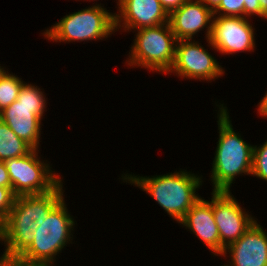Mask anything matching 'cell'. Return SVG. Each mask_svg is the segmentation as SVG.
Masks as SVG:
<instances>
[{
  "label": "cell",
  "mask_w": 267,
  "mask_h": 266,
  "mask_svg": "<svg viewBox=\"0 0 267 266\" xmlns=\"http://www.w3.org/2000/svg\"><path fill=\"white\" fill-rule=\"evenodd\" d=\"M9 72L7 68L0 77V112L17 100L19 91L25 83L17 74Z\"/></svg>",
  "instance_id": "ac0fdd59"
},
{
  "label": "cell",
  "mask_w": 267,
  "mask_h": 266,
  "mask_svg": "<svg viewBox=\"0 0 267 266\" xmlns=\"http://www.w3.org/2000/svg\"><path fill=\"white\" fill-rule=\"evenodd\" d=\"M163 9L168 15L174 10L180 8L187 0H159Z\"/></svg>",
  "instance_id": "cb8c5ba5"
},
{
  "label": "cell",
  "mask_w": 267,
  "mask_h": 266,
  "mask_svg": "<svg viewBox=\"0 0 267 266\" xmlns=\"http://www.w3.org/2000/svg\"><path fill=\"white\" fill-rule=\"evenodd\" d=\"M132 32L135 33L134 42L124 64L130 66L128 68L140 67L166 75L173 65L177 42L169 23Z\"/></svg>",
  "instance_id": "5b68a950"
},
{
  "label": "cell",
  "mask_w": 267,
  "mask_h": 266,
  "mask_svg": "<svg viewBox=\"0 0 267 266\" xmlns=\"http://www.w3.org/2000/svg\"><path fill=\"white\" fill-rule=\"evenodd\" d=\"M213 11L200 0H187L180 8L171 12L168 23L178 40H190L205 29V39L212 33ZM207 28V29H206Z\"/></svg>",
  "instance_id": "4fadbf2b"
},
{
  "label": "cell",
  "mask_w": 267,
  "mask_h": 266,
  "mask_svg": "<svg viewBox=\"0 0 267 266\" xmlns=\"http://www.w3.org/2000/svg\"><path fill=\"white\" fill-rule=\"evenodd\" d=\"M257 113L260 117L267 119V91L265 92L263 98L257 104Z\"/></svg>",
  "instance_id": "484cf974"
},
{
  "label": "cell",
  "mask_w": 267,
  "mask_h": 266,
  "mask_svg": "<svg viewBox=\"0 0 267 266\" xmlns=\"http://www.w3.org/2000/svg\"><path fill=\"white\" fill-rule=\"evenodd\" d=\"M258 219L236 241L225 248L223 266H267V232ZM229 254V255H228Z\"/></svg>",
  "instance_id": "7c38bea8"
},
{
  "label": "cell",
  "mask_w": 267,
  "mask_h": 266,
  "mask_svg": "<svg viewBox=\"0 0 267 266\" xmlns=\"http://www.w3.org/2000/svg\"><path fill=\"white\" fill-rule=\"evenodd\" d=\"M39 152V149H32L22 157L5 161L16 196L46 194L63 181L62 175L55 173L51 162L41 159Z\"/></svg>",
  "instance_id": "52a82bcc"
},
{
  "label": "cell",
  "mask_w": 267,
  "mask_h": 266,
  "mask_svg": "<svg viewBox=\"0 0 267 266\" xmlns=\"http://www.w3.org/2000/svg\"><path fill=\"white\" fill-rule=\"evenodd\" d=\"M213 16L244 17V0H221L213 10Z\"/></svg>",
  "instance_id": "ffe728a7"
},
{
  "label": "cell",
  "mask_w": 267,
  "mask_h": 266,
  "mask_svg": "<svg viewBox=\"0 0 267 266\" xmlns=\"http://www.w3.org/2000/svg\"><path fill=\"white\" fill-rule=\"evenodd\" d=\"M251 176L267 182V139L262 145L253 146Z\"/></svg>",
  "instance_id": "d6986e66"
},
{
  "label": "cell",
  "mask_w": 267,
  "mask_h": 266,
  "mask_svg": "<svg viewBox=\"0 0 267 266\" xmlns=\"http://www.w3.org/2000/svg\"><path fill=\"white\" fill-rule=\"evenodd\" d=\"M261 6V20H267V0H259Z\"/></svg>",
  "instance_id": "83f0119b"
},
{
  "label": "cell",
  "mask_w": 267,
  "mask_h": 266,
  "mask_svg": "<svg viewBox=\"0 0 267 266\" xmlns=\"http://www.w3.org/2000/svg\"><path fill=\"white\" fill-rule=\"evenodd\" d=\"M75 1H79V0H75ZM82 1H86V2H91V1L94 2V1H96V3H95V2L93 3V4H96V5H97V3H98L97 0H82ZM98 1H99V0H98ZM119 1H120V0H116V4H117V6H116L115 8L118 7V5H119Z\"/></svg>",
  "instance_id": "f546056e"
},
{
  "label": "cell",
  "mask_w": 267,
  "mask_h": 266,
  "mask_svg": "<svg viewBox=\"0 0 267 266\" xmlns=\"http://www.w3.org/2000/svg\"><path fill=\"white\" fill-rule=\"evenodd\" d=\"M42 90V91H41ZM41 87L32 83H24L18 98L10 106L0 112V119L33 149L40 150L41 130L47 99Z\"/></svg>",
  "instance_id": "8992f818"
},
{
  "label": "cell",
  "mask_w": 267,
  "mask_h": 266,
  "mask_svg": "<svg viewBox=\"0 0 267 266\" xmlns=\"http://www.w3.org/2000/svg\"><path fill=\"white\" fill-rule=\"evenodd\" d=\"M64 180L52 191L41 195L16 196L7 218H28L34 222L47 218L48 214L65 198Z\"/></svg>",
  "instance_id": "9a60e30c"
},
{
  "label": "cell",
  "mask_w": 267,
  "mask_h": 266,
  "mask_svg": "<svg viewBox=\"0 0 267 266\" xmlns=\"http://www.w3.org/2000/svg\"><path fill=\"white\" fill-rule=\"evenodd\" d=\"M212 210L220 243L227 248L236 242L257 220L242 207L231 191H212Z\"/></svg>",
  "instance_id": "30bf717a"
},
{
  "label": "cell",
  "mask_w": 267,
  "mask_h": 266,
  "mask_svg": "<svg viewBox=\"0 0 267 266\" xmlns=\"http://www.w3.org/2000/svg\"><path fill=\"white\" fill-rule=\"evenodd\" d=\"M6 255H7V252H6V250L4 249L3 254H1V256H0V266H1V264H2V262H3V260H4V258L6 257Z\"/></svg>",
  "instance_id": "f1b7e54d"
},
{
  "label": "cell",
  "mask_w": 267,
  "mask_h": 266,
  "mask_svg": "<svg viewBox=\"0 0 267 266\" xmlns=\"http://www.w3.org/2000/svg\"><path fill=\"white\" fill-rule=\"evenodd\" d=\"M255 16L261 18V6L259 0H244V17L251 19Z\"/></svg>",
  "instance_id": "603a6c76"
},
{
  "label": "cell",
  "mask_w": 267,
  "mask_h": 266,
  "mask_svg": "<svg viewBox=\"0 0 267 266\" xmlns=\"http://www.w3.org/2000/svg\"><path fill=\"white\" fill-rule=\"evenodd\" d=\"M115 32V13L98 3L66 14L41 34L50 42L69 44L106 40Z\"/></svg>",
  "instance_id": "3957f363"
},
{
  "label": "cell",
  "mask_w": 267,
  "mask_h": 266,
  "mask_svg": "<svg viewBox=\"0 0 267 266\" xmlns=\"http://www.w3.org/2000/svg\"><path fill=\"white\" fill-rule=\"evenodd\" d=\"M37 228L33 219L6 218L0 224V243L7 255H20L32 243Z\"/></svg>",
  "instance_id": "2e32d148"
},
{
  "label": "cell",
  "mask_w": 267,
  "mask_h": 266,
  "mask_svg": "<svg viewBox=\"0 0 267 266\" xmlns=\"http://www.w3.org/2000/svg\"><path fill=\"white\" fill-rule=\"evenodd\" d=\"M64 198L49 214L47 218L36 221L32 243L19 255L34 262L47 266L53 264L69 244H73L76 220L70 214ZM75 220V221H74ZM74 231V232H73ZM59 254V255H58Z\"/></svg>",
  "instance_id": "277c9868"
},
{
  "label": "cell",
  "mask_w": 267,
  "mask_h": 266,
  "mask_svg": "<svg viewBox=\"0 0 267 266\" xmlns=\"http://www.w3.org/2000/svg\"><path fill=\"white\" fill-rule=\"evenodd\" d=\"M6 68L7 67H3V66H1V64H0V77H1V75L6 71Z\"/></svg>",
  "instance_id": "4dcf8cb0"
},
{
  "label": "cell",
  "mask_w": 267,
  "mask_h": 266,
  "mask_svg": "<svg viewBox=\"0 0 267 266\" xmlns=\"http://www.w3.org/2000/svg\"><path fill=\"white\" fill-rule=\"evenodd\" d=\"M210 199L211 201H208L201 197L178 224L200 239L211 255L218 257L224 253L225 248L220 243L219 230L212 210V198Z\"/></svg>",
  "instance_id": "5bb4252c"
},
{
  "label": "cell",
  "mask_w": 267,
  "mask_h": 266,
  "mask_svg": "<svg viewBox=\"0 0 267 266\" xmlns=\"http://www.w3.org/2000/svg\"><path fill=\"white\" fill-rule=\"evenodd\" d=\"M215 105L219 135L209 179L212 191H231L237 177L251 175L254 145L233 129L227 106L218 101Z\"/></svg>",
  "instance_id": "7a4b0ae2"
},
{
  "label": "cell",
  "mask_w": 267,
  "mask_h": 266,
  "mask_svg": "<svg viewBox=\"0 0 267 266\" xmlns=\"http://www.w3.org/2000/svg\"><path fill=\"white\" fill-rule=\"evenodd\" d=\"M206 7L212 11L219 5L221 0H200Z\"/></svg>",
  "instance_id": "4316f807"
},
{
  "label": "cell",
  "mask_w": 267,
  "mask_h": 266,
  "mask_svg": "<svg viewBox=\"0 0 267 266\" xmlns=\"http://www.w3.org/2000/svg\"><path fill=\"white\" fill-rule=\"evenodd\" d=\"M1 266H47L43 263L26 260L19 255H6Z\"/></svg>",
  "instance_id": "7402d4cb"
},
{
  "label": "cell",
  "mask_w": 267,
  "mask_h": 266,
  "mask_svg": "<svg viewBox=\"0 0 267 266\" xmlns=\"http://www.w3.org/2000/svg\"><path fill=\"white\" fill-rule=\"evenodd\" d=\"M16 195L12 188L0 187V224L7 218L13 207Z\"/></svg>",
  "instance_id": "44dd1931"
},
{
  "label": "cell",
  "mask_w": 267,
  "mask_h": 266,
  "mask_svg": "<svg viewBox=\"0 0 267 266\" xmlns=\"http://www.w3.org/2000/svg\"><path fill=\"white\" fill-rule=\"evenodd\" d=\"M204 45L194 39L176 42L175 58L169 72L180 79L211 83L225 74L222 63L215 59Z\"/></svg>",
  "instance_id": "ba28073f"
},
{
  "label": "cell",
  "mask_w": 267,
  "mask_h": 266,
  "mask_svg": "<svg viewBox=\"0 0 267 266\" xmlns=\"http://www.w3.org/2000/svg\"><path fill=\"white\" fill-rule=\"evenodd\" d=\"M33 148L23 139L19 138L6 123L0 119V161L5 162L11 158L22 157Z\"/></svg>",
  "instance_id": "e0dca14e"
},
{
  "label": "cell",
  "mask_w": 267,
  "mask_h": 266,
  "mask_svg": "<svg viewBox=\"0 0 267 266\" xmlns=\"http://www.w3.org/2000/svg\"><path fill=\"white\" fill-rule=\"evenodd\" d=\"M120 179L149 194L176 223L201 198L197 191L204 184L203 175L182 168L151 177L127 172Z\"/></svg>",
  "instance_id": "6da1fadb"
},
{
  "label": "cell",
  "mask_w": 267,
  "mask_h": 266,
  "mask_svg": "<svg viewBox=\"0 0 267 266\" xmlns=\"http://www.w3.org/2000/svg\"><path fill=\"white\" fill-rule=\"evenodd\" d=\"M0 187L12 188L5 162L0 161Z\"/></svg>",
  "instance_id": "d4e9b609"
},
{
  "label": "cell",
  "mask_w": 267,
  "mask_h": 266,
  "mask_svg": "<svg viewBox=\"0 0 267 266\" xmlns=\"http://www.w3.org/2000/svg\"><path fill=\"white\" fill-rule=\"evenodd\" d=\"M115 12L116 32H131L168 23V13L159 0H120Z\"/></svg>",
  "instance_id": "8fae6325"
},
{
  "label": "cell",
  "mask_w": 267,
  "mask_h": 266,
  "mask_svg": "<svg viewBox=\"0 0 267 266\" xmlns=\"http://www.w3.org/2000/svg\"><path fill=\"white\" fill-rule=\"evenodd\" d=\"M252 20L239 16H213L212 33L207 47L224 55L254 52L255 30Z\"/></svg>",
  "instance_id": "9c48e42d"
}]
</instances>
